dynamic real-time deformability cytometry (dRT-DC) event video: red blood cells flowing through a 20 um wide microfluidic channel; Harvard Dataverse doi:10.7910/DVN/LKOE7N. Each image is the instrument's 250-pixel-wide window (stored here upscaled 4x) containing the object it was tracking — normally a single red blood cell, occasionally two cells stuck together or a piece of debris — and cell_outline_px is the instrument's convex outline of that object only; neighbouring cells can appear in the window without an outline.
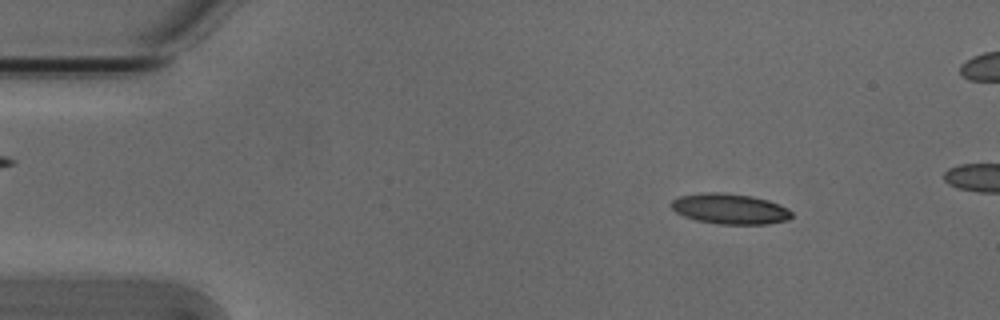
{"species": "Egyptian fruit bat (a non-hibernating species)", "species_latin": "Rousettus aegyptiacus", "temperature_condition": "cold", "stored_images_in_passage": 45, "camera_frame_rate_fps": 3000, "um_per_image_px": 0.085, "animal": {"sex": "male"}, "frame": {"image": 1, "passage_image": 2, "time_ms": 0.333, "image_size_px": [1000, 320], "cell_outline_px": [[792, 216], [788, 220], [768, 224], [720, 224], [696, 220], [684, 216], [676, 212], [668, 204], [672, 200], [680, 196], [704, 192], [724, 192], [752, 196], [768, 200], [780, 204], [788, 208], [792, 212]], "centroid_in_image_um": [62.04, 17.74], "position_along_channel_um": 23.0, "area_um2": 21.56}}
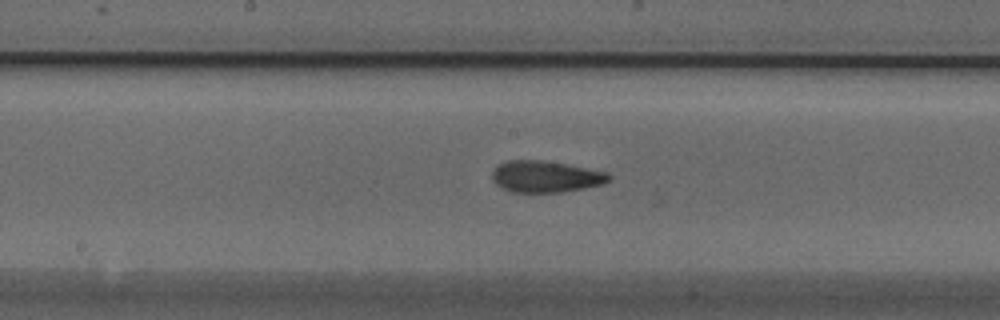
{"frame": {"image": 2, "passage_image": 22, "time_ms": 7.0, "image_size_px": [1000, 320], "cell_outline_px": [[612, 176], [604, 184], [584, 188], [560, 192], [512, 192], [496, 184], [492, 180], [492, 168], [508, 160], [540, 160], [564, 164], [608, 172]], "centroid_in_image_um": [46.36, 15.01], "position_along_channel_um": 201.8, "area_um2": 21.33}}
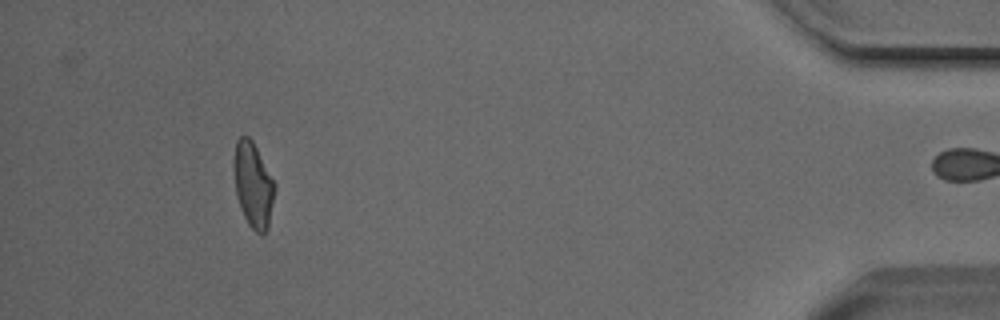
{"frame": {"image": 3, "passage_image": 44, "time_ms": 14.333, "image_size_px": [1000, 320], "cell_outline_px": [[276, 188], [268, 228], [264, 236], [260, 236], [248, 224], [240, 208], [236, 196], [232, 164], [232, 160], [236, 140], [240, 136], [248, 136], [252, 140], [276, 184]], "centroid_in_image_um": [21.5, 15.73], "position_along_channel_um": 413.7, "area_um2": 20.75}, "authors_computed_cell_mechanics": {"area_um2": 21.1548, "velocity_mm_per_s": 3.8168, "shape_relaxation_time_tau1_ms": 3.8579, "shape_relaxation_time_tau2_ms": 2.6656, "deformation_change_tau1": 0.1503, "deformation_change_tau2": 0.0903}}